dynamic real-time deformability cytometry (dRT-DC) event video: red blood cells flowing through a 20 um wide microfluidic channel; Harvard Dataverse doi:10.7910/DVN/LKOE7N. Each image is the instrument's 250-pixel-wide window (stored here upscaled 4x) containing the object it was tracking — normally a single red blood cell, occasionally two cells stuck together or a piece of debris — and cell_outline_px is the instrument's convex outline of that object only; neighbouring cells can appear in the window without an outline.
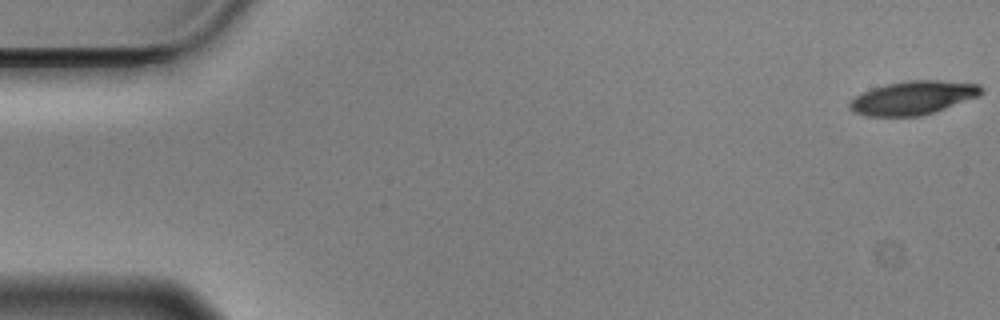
{"species": "Egyptian fruit bat (a non-hibernating species)", "species_latin": "Rousettus aegyptiacus", "temperature_condition": "cold", "stored_images_in_passage": 57, "camera_frame_rate_fps": 3000, "um_per_image_px": 0.085, "animal": {"sex": "male"}, "frame": {"image": 1, "passage_image": 1, "time_ms": 0.0, "image_size_px": [1000, 320], "cell_outline_px": [[984, 92], [980, 96], [920, 116], [864, 116], [852, 112], [848, 108], [848, 104], [856, 96], [872, 88], [888, 84], [912, 80], [936, 80], [980, 84], [984, 88]], "centroid_in_image_um": [77.62, 8.32], "position_along_channel_um": 7.4, "area_um2": 25.66}}
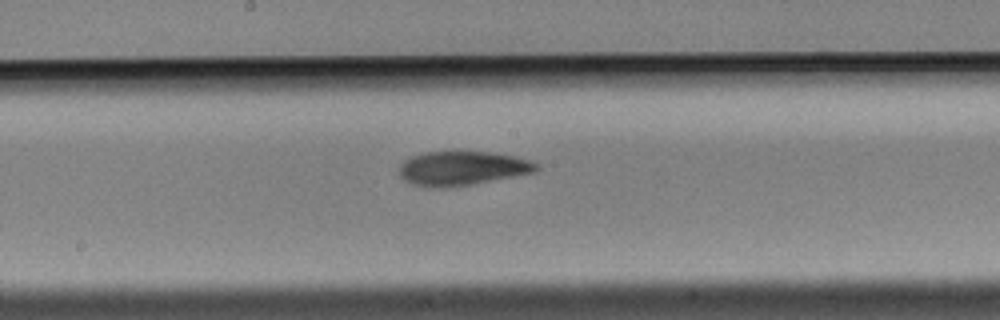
{"frame": {"image": 2, "passage_image": 30, "time_ms": 9.667, "image_size_px": [1000, 320], "cell_outline_px": [[540, 168], [536, 172], [472, 184], [444, 188], [440, 188], [412, 184], [404, 180], [400, 176], [400, 164], [404, 160], [412, 156], [424, 152], [488, 152], [516, 156], [540, 164]], "centroid_in_image_um": [39.31, 14.3], "position_along_channel_um": 208.9, "area_um2": 27.22}}
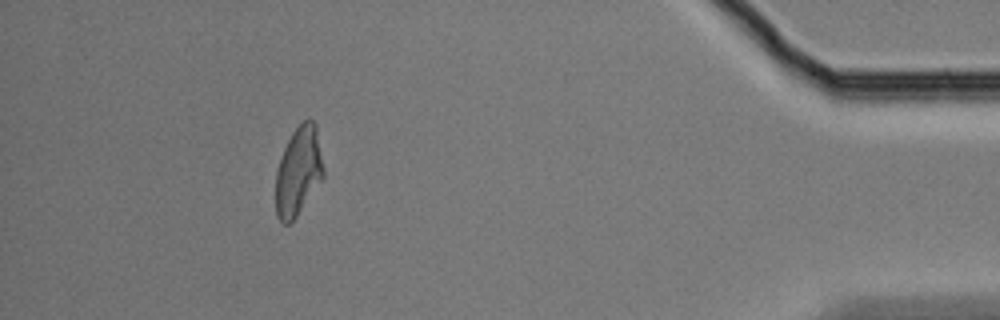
{"frame": {"image": 3, "passage_image": 52, "time_ms": 17.0, "image_size_px": [1000, 320], "cell_outline_px": [[324, 180], [296, 216], [288, 224], [284, 224], [276, 216], [276, 168], [280, 156], [292, 132], [308, 116], [316, 124], [324, 168]], "centroid_in_image_um": [25.38, 14.54], "position_along_channel_um": 409.8, "area_um2": 25.09}, "authors_computed_cell_mechanics": {"area_um2": 26.7036, "velocity_mm_per_s": 3.5143, "shape_relaxation_time_tau1_ms": 5.5671, "shape_relaxation_time_tau2_ms": 4.701, "deformation_change_tau1": 0.1434, "deformation_change_tau2": 0.1216}}